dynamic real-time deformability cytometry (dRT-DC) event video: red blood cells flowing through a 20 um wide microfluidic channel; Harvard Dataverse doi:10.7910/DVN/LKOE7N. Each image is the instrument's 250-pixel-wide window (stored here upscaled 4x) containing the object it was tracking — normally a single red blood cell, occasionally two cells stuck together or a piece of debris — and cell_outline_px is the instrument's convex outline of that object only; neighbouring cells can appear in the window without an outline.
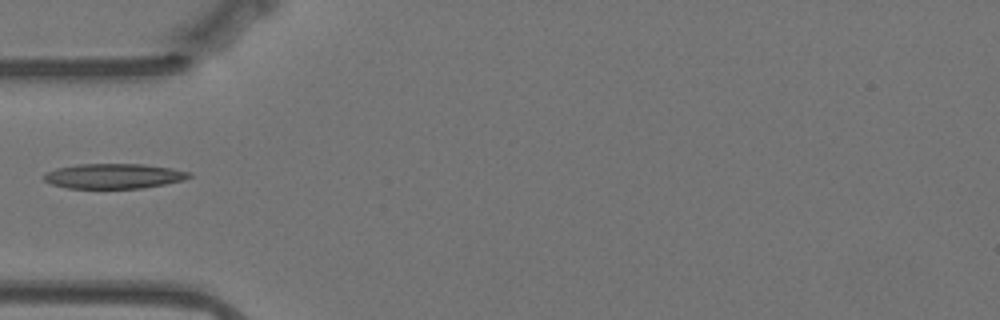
{"species": "Egyptian fruit bat (a non-hibernating species)", "species_latin": "Rousettus aegyptiacus", "temperature_condition": "warm", "stored_images_in_passage": 40, "camera_frame_rate_fps": 3000, "um_per_image_px": 0.085, "animal": {"sex": "female"}, "frame": {"image": 1, "passage_image": 1, "time_ms": 0.0, "image_size_px": [1000, 320], "cell_outline_px": [[192, 176], [184, 180], [144, 188], [68, 188], [52, 184], [44, 180], [44, 176], [48, 172], [56, 168], [76, 164], [144, 164], [172, 168], [192, 172]], "centroid_in_image_um": [9.72, 14.96], "position_along_channel_um": 75.3, "area_um2": 21.15}}
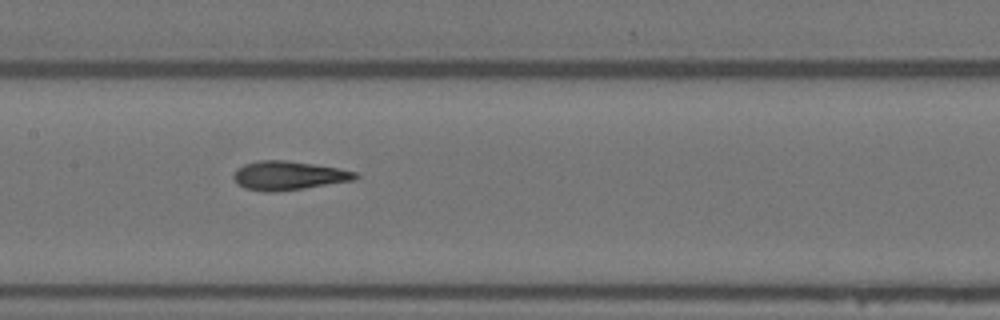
{"frame": {"image": 2, "passage_image": 10, "time_ms": 3.0, "image_size_px": [1000, 320], "cell_outline_px": [[360, 176], [356, 180], [304, 188], [272, 192], [264, 192], [244, 188], [236, 184], [232, 176], [236, 168], [244, 164], [260, 160], [284, 160], [340, 168], [356, 172]], "centroid_in_image_um": [24.5, 14.93], "position_along_channel_um": 182.9, "area_um2": 20.63}}
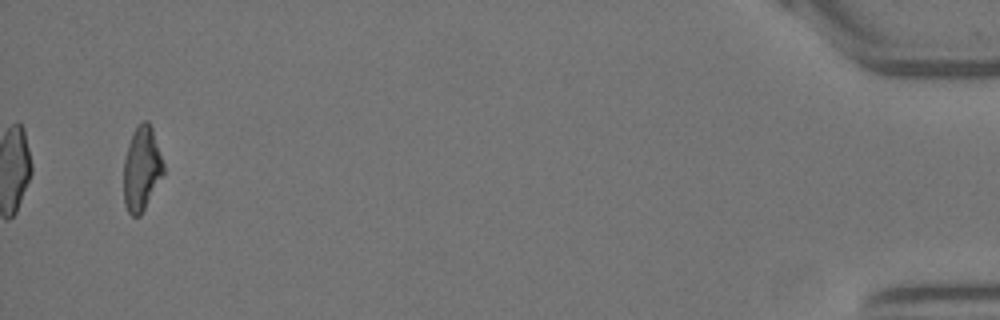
{"frame": {"image": 3, "passage_image": 38, "time_ms": 12.333, "image_size_px": [1000, 320], "cell_outline_px": [[164, 176], [140, 216], [132, 216], [128, 212], [124, 204], [124, 160], [128, 144], [136, 128], [144, 120], [148, 120], [152, 128], [164, 164]], "centroid_in_image_um": [12.06, 14.38], "position_along_channel_um": 423.1, "area_um2": 19.54}}